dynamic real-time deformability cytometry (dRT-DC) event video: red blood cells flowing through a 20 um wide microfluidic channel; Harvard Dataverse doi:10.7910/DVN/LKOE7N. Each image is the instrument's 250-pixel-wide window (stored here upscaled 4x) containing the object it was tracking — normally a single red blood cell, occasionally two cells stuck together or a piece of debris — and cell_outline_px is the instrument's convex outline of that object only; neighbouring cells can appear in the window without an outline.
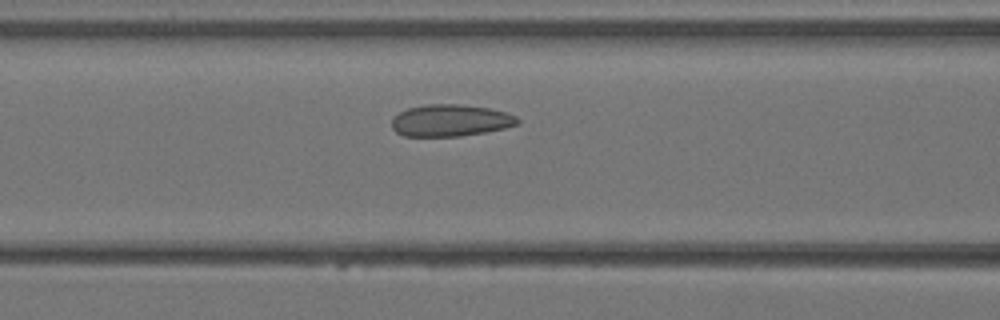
{"species": "Egyptian fruit bat (a non-hibernating species)", "species_latin": "Rousettus aegyptiacus", "temperature_condition": "warm", "stored_images_in_passage": 31, "camera_frame_rate_fps": 3000, "um_per_image_px": 0.085, "animal": {"sex": "female"}, "frame": {"image": 1, "passage_image": 10, "time_ms": 3.0, "image_size_px": [1000, 320], "cell_outline_px": [[520, 120], [516, 124], [504, 128], [484, 132], [460, 136], [404, 136], [396, 132], [392, 128], [392, 116], [408, 108], [428, 104], [456, 104], [488, 108], [504, 112], [516, 116]], "centroid_in_image_um": [38.24, 10.24], "position_along_channel_um": 128.4, "area_um2": 23.18}}
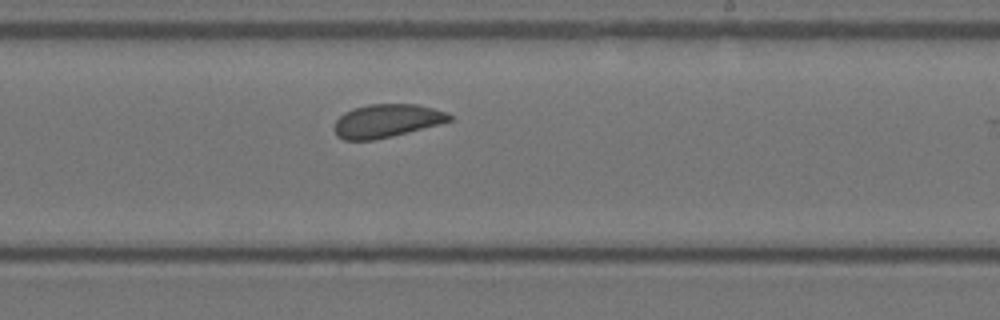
{"frame": {"image": 2, "passage_image": 17, "time_ms": 5.333, "image_size_px": [1000, 320], "cell_outline_px": [[452, 120], [440, 124], [376, 140], [344, 140], [336, 136], [332, 128], [336, 120], [344, 112], [352, 108], [368, 104], [416, 104], [448, 112], [452, 116]], "centroid_in_image_um": [32.83, 10.27], "position_along_channel_um": 256.2, "area_um2": 22.54}}
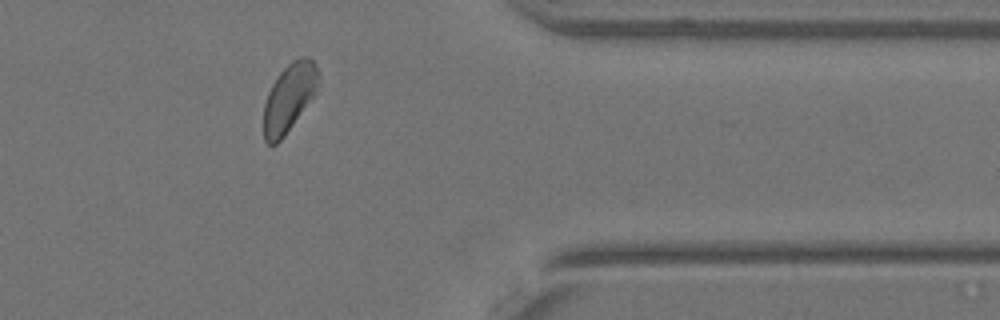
{"frame": {"image": 3, "passage_image": 25, "time_ms": 8.0, "image_size_px": [1000, 320], "cell_outline_px": [[320, 76], [316, 88], [312, 96], [284, 136], [276, 144], [268, 144], [264, 140], [264, 104], [268, 92], [276, 76], [292, 60], [300, 56], [308, 56], [316, 64], [320, 72]], "centroid_in_image_um": [24.56, 8.25], "position_along_channel_um": 386.8, "area_um2": 21.44}}